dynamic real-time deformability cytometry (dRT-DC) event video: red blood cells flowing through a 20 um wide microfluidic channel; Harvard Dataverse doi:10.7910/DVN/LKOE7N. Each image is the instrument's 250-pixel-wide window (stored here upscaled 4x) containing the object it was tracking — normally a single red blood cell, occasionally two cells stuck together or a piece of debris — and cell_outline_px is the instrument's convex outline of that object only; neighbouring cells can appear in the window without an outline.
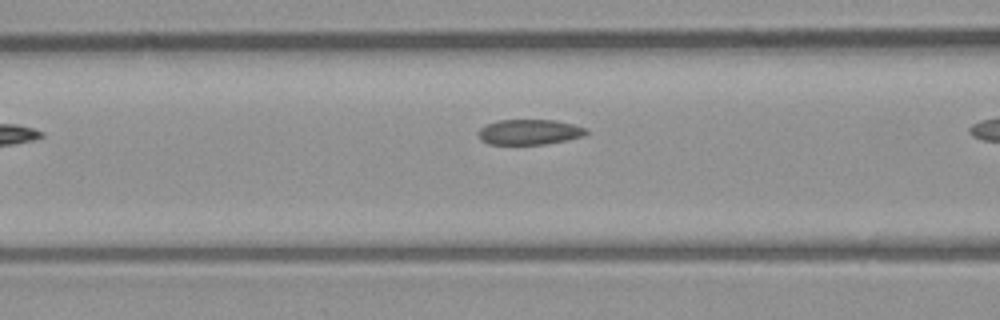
{"species": "common noctule bat (a hibernating species)", "species_latin": "Nyctalus noctula", "temperature_condition": "room temperature", "stored_images_in_passage": 7, "camera_frame_rate_fps": 3000, "um_per_image_px": 0.085, "animal": {"sex": "male", "body_mass_g": 23.1, "forearm_length_mm": 52.7}, "frame": {"image": 1, "passage_image": 5, "time_ms": 1.333, "image_size_px": [1000, 320], "cell_outline_px": [[588, 132], [584, 136], [568, 140], [544, 144], [488, 144], [480, 140], [476, 132], [484, 124], [496, 120], [556, 120], [588, 128]], "centroid_in_image_um": [44.97, 11.22], "position_along_channel_um": 121.6, "area_um2": 16.18}}